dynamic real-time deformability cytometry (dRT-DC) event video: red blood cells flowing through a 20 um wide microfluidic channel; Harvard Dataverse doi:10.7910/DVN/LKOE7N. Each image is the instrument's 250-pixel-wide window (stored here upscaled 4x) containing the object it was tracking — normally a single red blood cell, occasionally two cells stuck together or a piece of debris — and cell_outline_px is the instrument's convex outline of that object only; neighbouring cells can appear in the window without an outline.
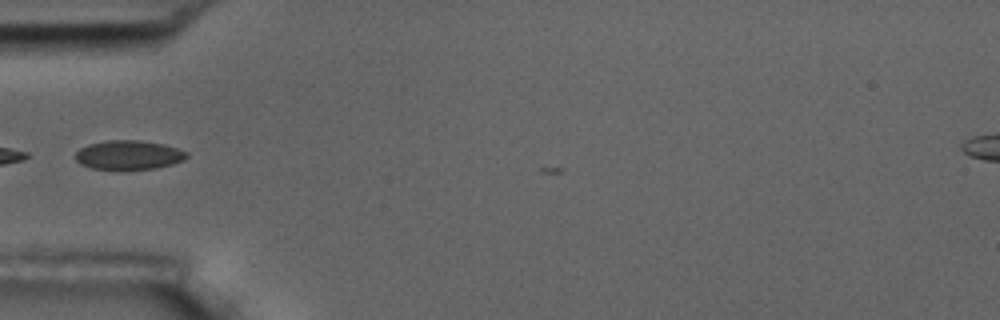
{"species": "common noctule bat (a hibernating species)", "species_latin": "Nyctalus noctula", "temperature_condition": "room temperature", "stored_images_in_passage": 2, "camera_frame_rate_fps": 3000, "um_per_image_px": 0.085, "animal": {"sex": "male", "body_mass_g": 17.5, "forearm_length_mm": 52.3}, "frame": {"image": 1, "passage_image": 2, "time_ms": 1.0, "image_size_px": [1000, 320], "cell_outline_px": [[188, 156], [184, 160], [172, 164], [156, 168], [116, 172], [92, 168], [80, 164], [76, 160], [76, 152], [80, 148], [88, 144], [108, 140], [140, 140], [164, 144], [188, 152]], "centroid_in_image_um": [10.92, 13.21], "position_along_channel_um": 74.1, "area_um2": 19.54}}